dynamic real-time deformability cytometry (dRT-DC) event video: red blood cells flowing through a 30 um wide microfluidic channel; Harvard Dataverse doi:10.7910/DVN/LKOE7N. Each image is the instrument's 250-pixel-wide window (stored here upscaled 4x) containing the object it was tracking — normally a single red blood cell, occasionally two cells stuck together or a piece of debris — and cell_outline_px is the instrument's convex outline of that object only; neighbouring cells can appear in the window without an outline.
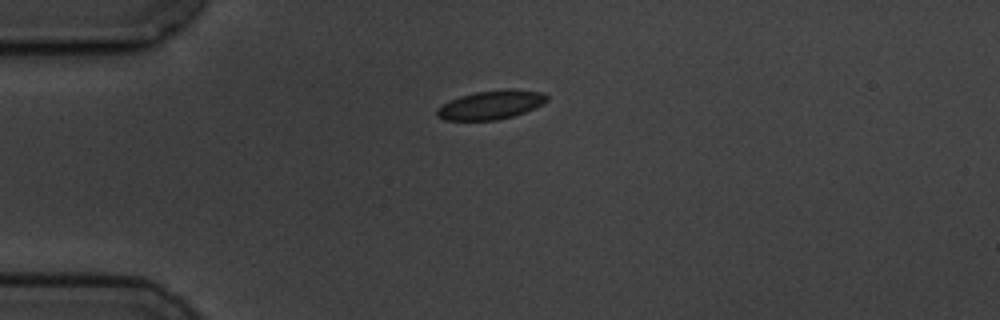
{"species": "common noctule bat (a hibernating species)", "species_latin": "Nyctalus noctula", "temperature_condition": "cold", "stored_images_in_passage": 6, "camera_frame_rate_fps": 3000, "um_per_image_px": 0.085, "animal": {"sex": "male", "body_mass_g": 19.5, "forearm_length_mm": 54.6}, "frame": {"image": 1, "passage_image": 1, "time_ms": 0.0, "image_size_px": [1000, 320], "cell_outline_px": [[548, 100], [544, 104], [524, 112], [512, 116], [496, 120], [444, 120], [436, 116], [436, 108], [460, 96], [476, 92], [508, 88], [512, 88], [544, 92], [548, 96]], "centroid_in_image_um": [41.77, 8.9], "position_along_channel_um": 43.2, "area_um2": 18.55}}
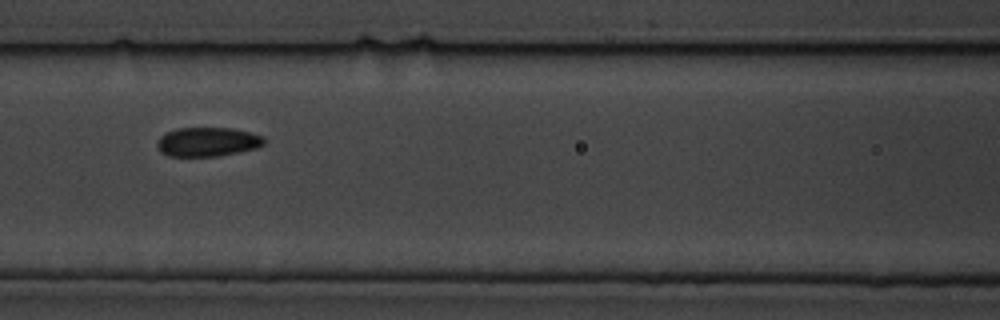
{"frame": {"image": 2, "passage_image": 4, "time_ms": 3.667, "image_size_px": [1000, 320], "cell_outline_px": [[264, 144], [256, 148], [220, 156], [168, 156], [160, 152], [156, 148], [156, 144], [160, 136], [176, 128], [232, 128], [264, 136]], "centroid_in_image_um": [17.61, 12.06], "position_along_channel_um": 149.0, "area_um2": 18.21}}
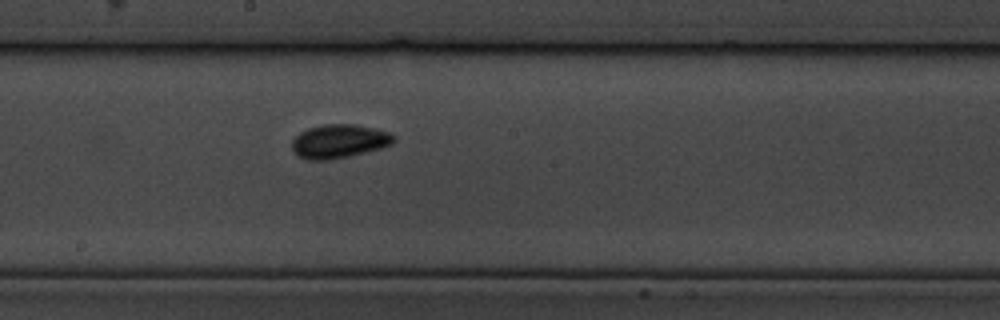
{"frame": {"image": 3, "passage_image": 6, "time_ms": 5.667, "image_size_px": [1000, 320], "cell_outline_px": [[396, 140], [392, 144], [380, 148], [348, 156], [324, 160], [308, 160], [296, 156], [292, 152], [292, 140], [300, 132], [308, 128], [324, 124], [356, 124], [376, 128], [388, 132], [396, 136]], "centroid_in_image_um": [28.81, 12.0], "position_along_channel_um": 219.4, "area_um2": 20.11}}